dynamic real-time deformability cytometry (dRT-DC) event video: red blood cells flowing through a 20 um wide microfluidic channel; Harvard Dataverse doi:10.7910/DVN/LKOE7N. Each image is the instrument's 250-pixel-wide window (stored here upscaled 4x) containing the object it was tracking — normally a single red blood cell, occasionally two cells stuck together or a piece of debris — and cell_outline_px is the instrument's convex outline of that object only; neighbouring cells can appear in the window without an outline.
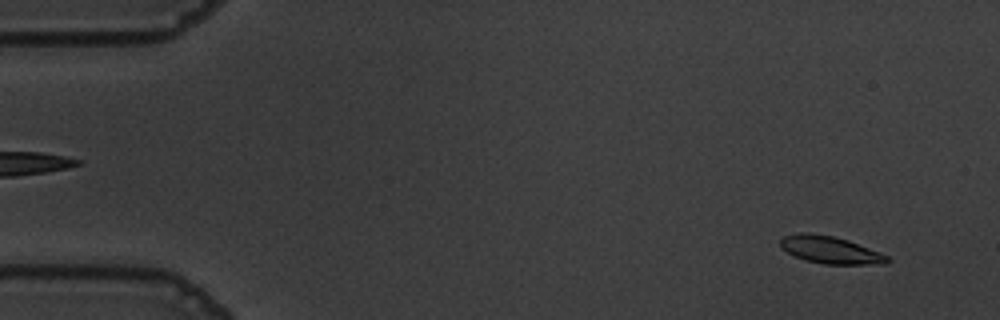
{"species": "common noctule bat (a hibernating species)", "species_latin": "Nyctalus noctula", "temperature_condition": "warm", "stored_images_in_passage": 53, "camera_frame_rate_fps": 3000, "um_per_image_px": 0.085, "animal": {"sex": "male", "body_mass_g": 19.5, "forearm_length_mm": 54.6}, "frame": {"image": 1, "passage_image": 4, "time_ms": 1.0, "image_size_px": [1000, 320], "cell_outline_px": [[892, 260], [888, 264], [824, 264], [804, 260], [792, 256], [780, 248], [780, 240], [784, 236], [800, 232], [804, 232], [832, 236], [848, 240], [880, 252], [888, 256]], "centroid_in_image_um": [70.56, 21.25], "position_along_channel_um": 14.4, "area_um2": 17.22}}
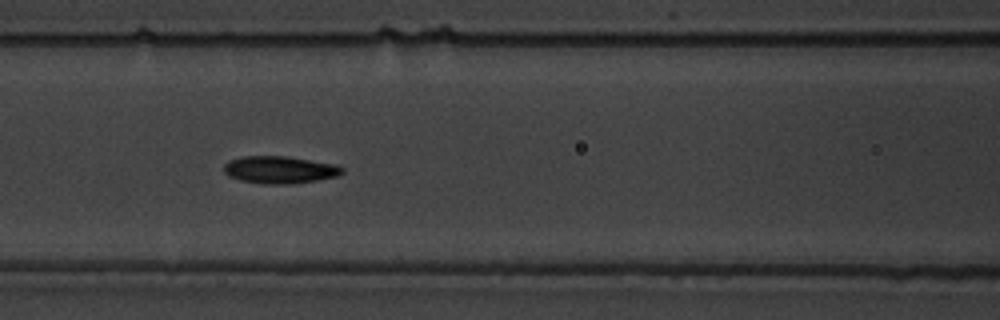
{"frame": {"image": 2, "passage_image": 24, "time_ms": 7.667, "image_size_px": [1000, 320], "cell_outline_px": [[344, 172], [340, 176], [292, 184], [264, 184], [240, 180], [228, 176], [224, 172], [224, 164], [228, 160], [244, 156], [288, 156], [336, 164], [344, 168]], "centroid_in_image_um": [23.8, 14.43], "position_along_channel_um": 142.8, "area_um2": 19.07}}
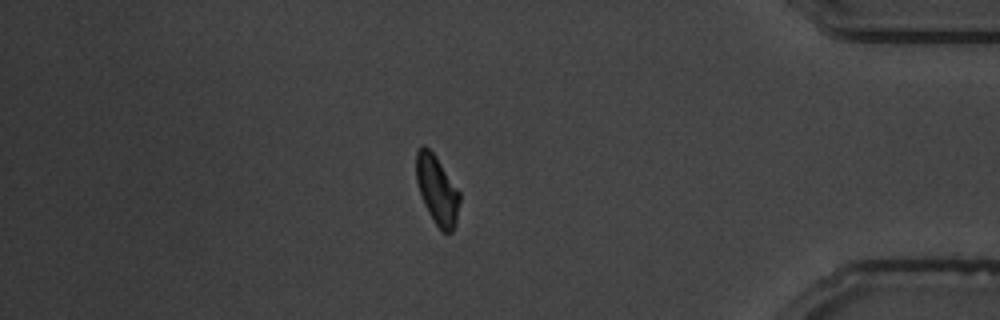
{"frame": {"image": 3, "passage_image": 48, "time_ms": 15.667, "image_size_px": [1000, 320], "cell_outline_px": [[460, 200], [456, 224], [452, 232], [444, 232], [436, 224], [428, 212], [424, 204], [416, 180], [416, 152], [424, 144], [436, 156], [460, 192]], "centroid_in_image_um": [37.16, 16.14], "position_along_channel_um": 398.0, "area_um2": 17.28}, "authors_computed_cell_mechanics": {"area_um2": 17.5712, "velocity_mm_per_s": 3.6143, "shape_relaxation_time_tau1_ms": 2.8599, "shape_relaxation_time_tau2_ms": 5.4566, "deformation_change_tau1": 0.1259, "deformation_change_tau2": 0.0895}}